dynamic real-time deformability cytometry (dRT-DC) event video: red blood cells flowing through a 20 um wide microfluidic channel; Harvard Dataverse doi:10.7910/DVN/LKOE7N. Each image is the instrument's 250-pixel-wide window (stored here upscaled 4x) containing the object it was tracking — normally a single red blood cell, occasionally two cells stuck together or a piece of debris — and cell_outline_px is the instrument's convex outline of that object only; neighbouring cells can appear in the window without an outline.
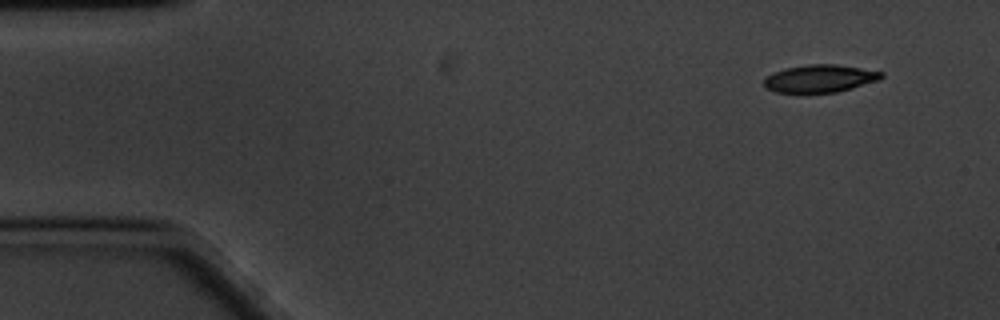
{"species": "common noctule bat (a hibernating species)", "species_latin": "Nyctalus noctula", "temperature_condition": "cold", "stored_images_in_passage": 55, "camera_frame_rate_fps": 3000, "um_per_image_px": 0.085, "animal": {"sex": "male", "body_mass_g": 20.1, "forearm_length_mm": 53.5}, "frame": {"image": 1, "passage_image": 1, "time_ms": 0.0, "image_size_px": [1000, 320], "cell_outline_px": [[884, 76], [880, 80], [852, 88], [836, 92], [776, 92], [764, 88], [764, 80], [768, 76], [784, 68], [808, 64], [836, 64], [884, 72]], "centroid_in_image_um": [69.72, 6.67], "position_along_channel_um": 15.3, "area_um2": 18.79}}
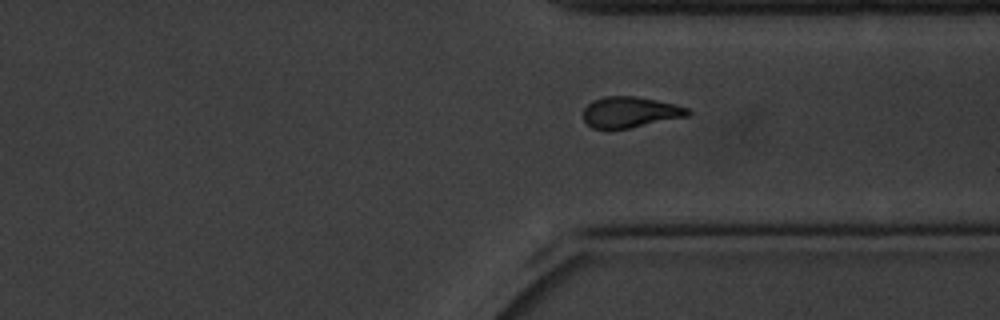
{"frame": {"image": 2, "passage_image": 40, "time_ms": 13.0, "image_size_px": [1000, 320], "cell_outline_px": [[692, 112], [688, 116], [628, 128], [592, 128], [584, 120], [584, 108], [592, 100], [604, 96], [632, 96], [656, 100], [688, 108]], "centroid_in_image_um": [53.55, 9.52], "position_along_channel_um": 357.9, "area_um2": 18.5}}
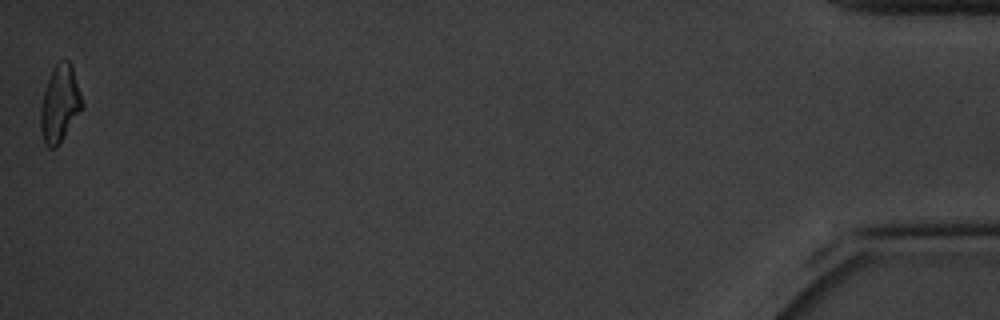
{"frame": {"image": 3, "passage_image": 55, "time_ms": 18.0, "image_size_px": [1000, 320], "cell_outline_px": [[84, 108], [56, 148], [48, 148], [44, 144], [40, 132], [40, 104], [44, 88], [52, 68], [56, 64], [68, 60], [72, 64], [84, 104]], "centroid_in_image_um": [5.08, 8.85], "position_along_channel_um": 430.1, "area_um2": 19.02}, "authors_computed_cell_mechanics": {"area_um2": 19.363, "velocity_mm_per_s": 3.3709, "shape_relaxation_time_tau1_ms": 3.6897, "shape_relaxation_time_tau2_ms": 9.3285, "deformation_change_tau1": 0.1138, "deformation_change_tau2": 0.1736}}